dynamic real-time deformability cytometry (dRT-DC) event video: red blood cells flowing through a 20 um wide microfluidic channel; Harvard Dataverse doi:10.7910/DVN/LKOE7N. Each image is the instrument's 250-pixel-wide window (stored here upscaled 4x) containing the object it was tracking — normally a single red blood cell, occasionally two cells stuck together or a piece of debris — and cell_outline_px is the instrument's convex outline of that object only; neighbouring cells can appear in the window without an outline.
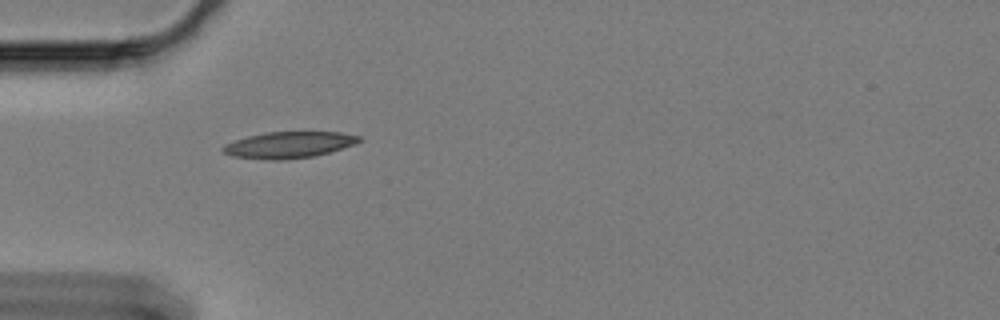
{"species": "Egyptian fruit bat (a non-hibernating species)", "species_latin": "Rousettus aegyptiacus", "temperature_condition": "cold", "stored_images_in_passage": 43, "camera_frame_rate_fps": 3000, "um_per_image_px": 0.085, "animal": {"sex": "female"}, "frame": {"image": 1, "passage_image": 1, "time_ms": 0.0, "image_size_px": [1000, 320], "cell_outline_px": [[360, 140], [352, 144], [328, 152], [312, 156], [280, 160], [272, 160], [232, 156], [224, 152], [220, 148], [224, 144], [248, 136], [264, 132], [340, 132], [360, 136]], "centroid_in_image_um": [24.49, 12.3], "position_along_channel_um": 60.5, "area_um2": 20.52}}
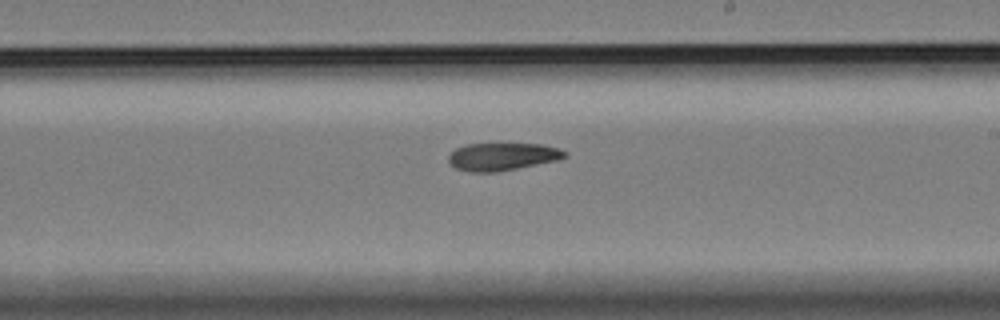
{"frame": {"image": 2, "passage_image": 18, "time_ms": 5.667, "image_size_px": [1000, 320], "cell_outline_px": [[568, 156], [560, 160], [496, 172], [472, 172], [456, 168], [448, 160], [448, 156], [456, 148], [464, 144], [544, 144], [560, 148], [568, 152]], "centroid_in_image_um": [42.76, 13.3], "position_along_channel_um": 246.2, "area_um2": 18.84}}
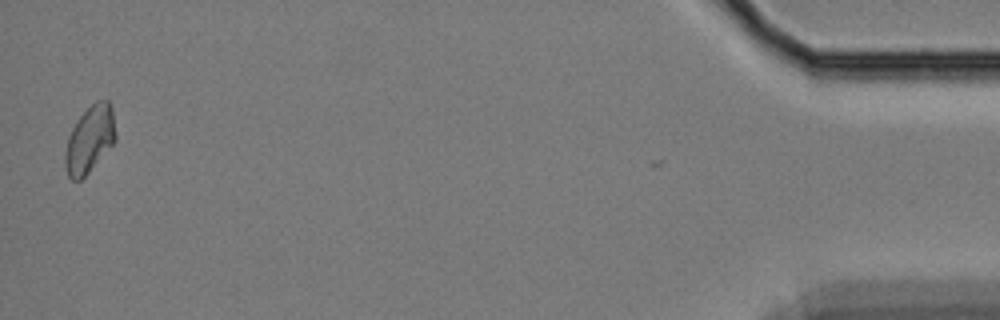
{"frame": {"image": 3, "passage_image": 42, "time_ms": 13.667, "image_size_px": [1000, 320], "cell_outline_px": [[116, 140], [88, 172], [80, 180], [72, 180], [68, 176], [64, 164], [64, 152], [68, 136], [72, 128], [80, 116], [96, 100], [108, 100], [112, 108], [116, 136]], "centroid_in_image_um": [7.61, 11.84], "position_along_channel_um": 427.6, "area_um2": 19.48}}